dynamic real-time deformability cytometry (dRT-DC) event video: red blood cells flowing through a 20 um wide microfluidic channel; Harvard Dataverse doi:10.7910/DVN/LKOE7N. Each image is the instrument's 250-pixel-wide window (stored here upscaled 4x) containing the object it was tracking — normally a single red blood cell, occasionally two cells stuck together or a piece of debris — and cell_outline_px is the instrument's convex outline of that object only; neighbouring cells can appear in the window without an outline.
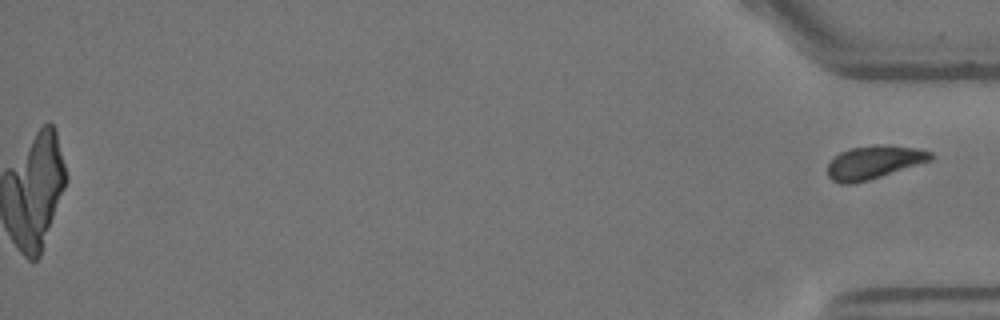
{"species": "Egyptian fruit bat (a non-hibernating species)", "species_latin": "Rousettus aegyptiacus", "temperature_condition": "warm", "stored_images_in_passage": 56, "camera_frame_rate_fps": 3000, "um_per_image_px": 0.085, "animal": {"sex": "female"}, "frame": {"image": 1, "passage_image": 56, "time_ms": 18.333, "image_size_px": [1000, 320], "cell_outline_px": [[936, 156], [932, 160], [868, 180], [848, 184], [840, 184], [832, 180], [828, 176], [828, 164], [840, 152], [848, 148], [872, 144], [888, 144], [920, 148], [932, 152]], "centroid_in_image_um": [74.32, 13.76], "position_along_channel_um": 360.9, "area_um2": 20.23}}